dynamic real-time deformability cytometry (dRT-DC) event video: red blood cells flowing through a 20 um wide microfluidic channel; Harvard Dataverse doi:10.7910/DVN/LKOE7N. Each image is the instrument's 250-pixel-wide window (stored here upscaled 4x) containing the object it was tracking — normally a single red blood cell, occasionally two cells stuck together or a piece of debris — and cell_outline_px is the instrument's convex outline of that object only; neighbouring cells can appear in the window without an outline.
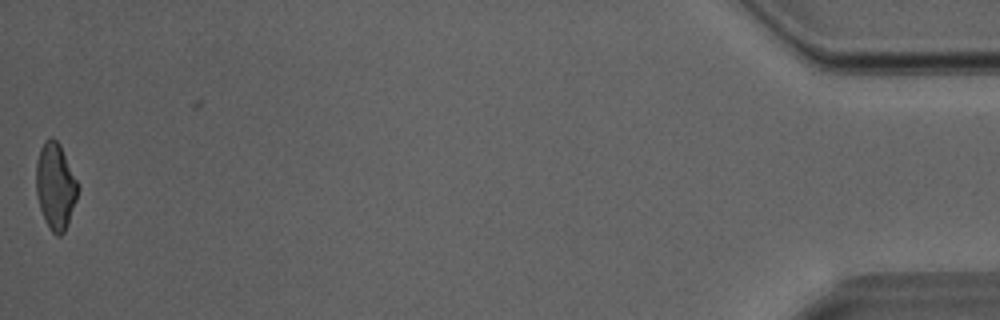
{"species": "Egyptian fruit bat (a non-hibernating species)", "species_latin": "Rousettus aegyptiacus", "temperature_condition": "room temperature", "stored_images_in_passage": 30, "camera_frame_rate_fps": 3000, "um_per_image_px": 0.085, "animal": {"sex": "male"}, "frame": {"image": 1, "passage_image": 30, "time_ms": 9.667, "image_size_px": [1000, 320], "cell_outline_px": [[80, 188], [76, 200], [64, 232], [60, 236], [56, 236], [48, 228], [40, 208], [36, 192], [36, 160], [40, 148], [44, 140], [52, 136], [60, 144], [80, 184]], "centroid_in_image_um": [4.72, 15.79], "position_along_channel_um": 430.5, "area_um2": 21.33}}